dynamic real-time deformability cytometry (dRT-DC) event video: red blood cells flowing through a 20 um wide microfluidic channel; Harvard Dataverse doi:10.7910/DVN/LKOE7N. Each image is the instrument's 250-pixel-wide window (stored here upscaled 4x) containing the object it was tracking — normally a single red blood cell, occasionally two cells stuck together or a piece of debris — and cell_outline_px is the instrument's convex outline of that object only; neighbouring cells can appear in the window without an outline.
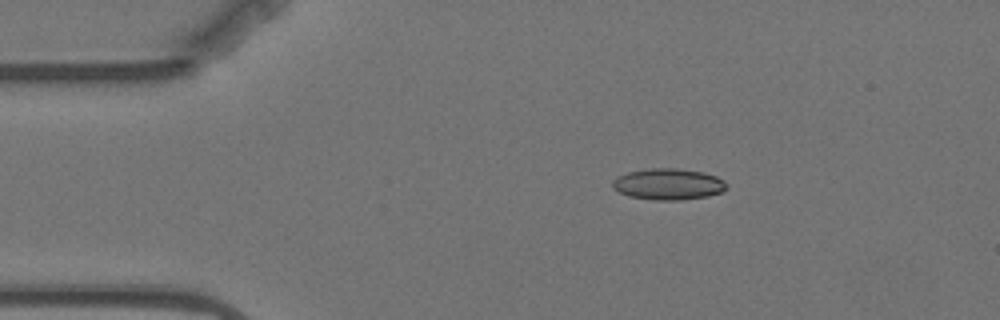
{"species": "Egyptian fruit bat (a non-hibernating species)", "species_latin": "Rousettus aegyptiacus", "temperature_condition": "warm", "stored_images_in_passage": 8, "camera_frame_rate_fps": 3000, "um_per_image_px": 0.085, "animal": {"sex": "female"}, "frame": {"image": 1, "passage_image": 3, "time_ms": 2.333, "image_size_px": [1000, 320], "cell_outline_px": [[728, 188], [724, 192], [708, 196], [680, 200], [656, 200], [628, 196], [612, 188], [612, 180], [616, 176], [628, 172], [648, 168], [676, 168], [704, 172], [716, 176], [724, 180]], "centroid_in_image_um": [56.81, 15.65], "position_along_channel_um": 28.2, "area_um2": 21.04}}
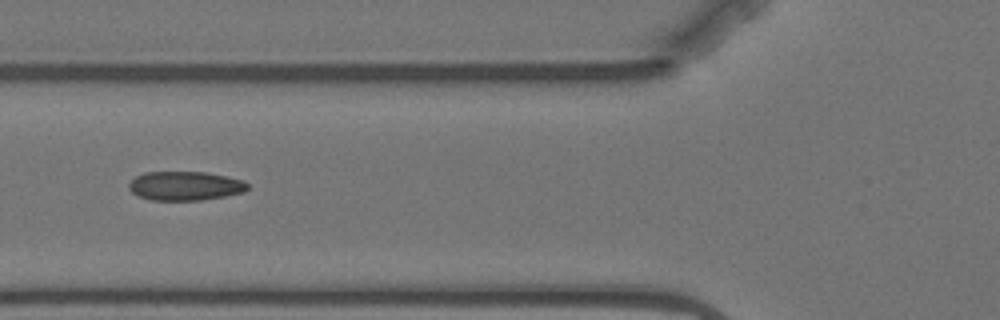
{"frame": {"image": 2, "passage_image": 6, "time_ms": 6.0, "image_size_px": [1000, 320], "cell_outline_px": [[248, 188], [244, 192], [224, 196], [200, 200], [152, 200], [140, 196], [132, 192], [128, 188], [128, 184], [136, 176], [144, 172], [204, 172], [228, 176], [244, 180], [248, 184]], "centroid_in_image_um": [15.75, 15.79], "position_along_channel_um": 110.1, "area_um2": 20.06}}
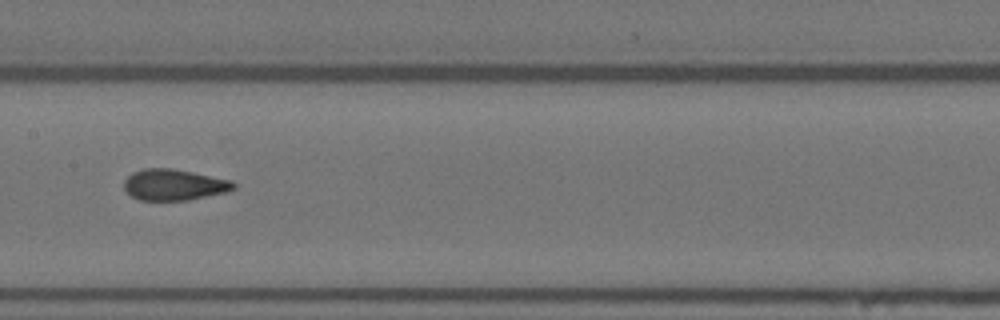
{"frame": {"image": 3, "passage_image": 8, "time_ms": 8.333, "image_size_px": [1000, 320], "cell_outline_px": [[236, 188], [228, 192], [188, 200], [140, 200], [132, 196], [124, 188], [124, 180], [132, 172], [144, 168], [172, 168], [232, 180], [236, 184]], "centroid_in_image_um": [14.81, 15.7], "position_along_channel_um": 192.6, "area_um2": 19.94}}